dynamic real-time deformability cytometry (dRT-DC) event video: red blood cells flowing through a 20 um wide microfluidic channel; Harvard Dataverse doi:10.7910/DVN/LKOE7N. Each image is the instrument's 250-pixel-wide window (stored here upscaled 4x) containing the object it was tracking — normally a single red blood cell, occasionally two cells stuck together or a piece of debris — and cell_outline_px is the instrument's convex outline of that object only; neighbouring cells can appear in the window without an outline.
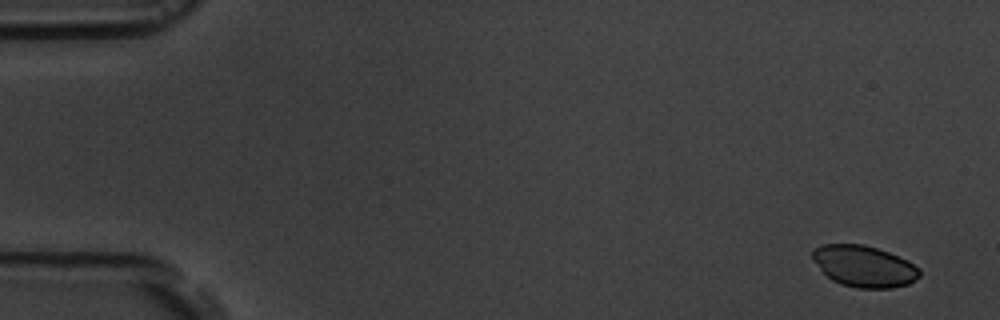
{"species": "common noctule bat (a hibernating species)", "species_latin": "Nyctalus noctula", "temperature_condition": "room temperature", "stored_images_in_passage": 6, "segment_of_instrument_passage": [1, 2], "camera_frame_rate_fps": 3000, "um_per_image_px": 0.085, "animal": {"sex": "male", "body_mass_g": 19.5, "forearm_length_mm": 54.6}, "frame": {"image": 1, "passage_image": 1, "time_ms": 0.0, "image_size_px": [1000, 320], "cell_outline_px": [[920, 276], [908, 284], [892, 288], [856, 288], [840, 284], [832, 280], [820, 268], [812, 256], [812, 248], [820, 244], [864, 244], [888, 252], [920, 268]], "centroid_in_image_um": [73.42, 22.63], "position_along_channel_um": 11.6, "area_um2": 25.61}}